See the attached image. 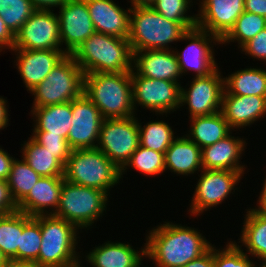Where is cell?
Wrapping results in <instances>:
<instances>
[{"label": "cell", "mask_w": 266, "mask_h": 267, "mask_svg": "<svg viewBox=\"0 0 266 267\" xmlns=\"http://www.w3.org/2000/svg\"><path fill=\"white\" fill-rule=\"evenodd\" d=\"M146 242V257L157 267H184L212 247L197 230L169 222L151 230Z\"/></svg>", "instance_id": "obj_1"}, {"label": "cell", "mask_w": 266, "mask_h": 267, "mask_svg": "<svg viewBox=\"0 0 266 267\" xmlns=\"http://www.w3.org/2000/svg\"><path fill=\"white\" fill-rule=\"evenodd\" d=\"M84 75L132 71L133 53L128 39L94 32L71 54Z\"/></svg>", "instance_id": "obj_2"}, {"label": "cell", "mask_w": 266, "mask_h": 267, "mask_svg": "<svg viewBox=\"0 0 266 267\" xmlns=\"http://www.w3.org/2000/svg\"><path fill=\"white\" fill-rule=\"evenodd\" d=\"M129 36L133 52L169 50V43L180 41L183 34L196 23H178L166 19L151 6L132 7Z\"/></svg>", "instance_id": "obj_3"}, {"label": "cell", "mask_w": 266, "mask_h": 267, "mask_svg": "<svg viewBox=\"0 0 266 267\" xmlns=\"http://www.w3.org/2000/svg\"><path fill=\"white\" fill-rule=\"evenodd\" d=\"M83 93L100 110L104 119L135 116L131 71L85 74Z\"/></svg>", "instance_id": "obj_4"}, {"label": "cell", "mask_w": 266, "mask_h": 267, "mask_svg": "<svg viewBox=\"0 0 266 267\" xmlns=\"http://www.w3.org/2000/svg\"><path fill=\"white\" fill-rule=\"evenodd\" d=\"M63 178L70 183L106 193L121 179V170L99 149L72 150Z\"/></svg>", "instance_id": "obj_5"}, {"label": "cell", "mask_w": 266, "mask_h": 267, "mask_svg": "<svg viewBox=\"0 0 266 267\" xmlns=\"http://www.w3.org/2000/svg\"><path fill=\"white\" fill-rule=\"evenodd\" d=\"M41 246L37 267H64L77 262V227L54 215H40Z\"/></svg>", "instance_id": "obj_6"}, {"label": "cell", "mask_w": 266, "mask_h": 267, "mask_svg": "<svg viewBox=\"0 0 266 267\" xmlns=\"http://www.w3.org/2000/svg\"><path fill=\"white\" fill-rule=\"evenodd\" d=\"M84 73L71 54H67L46 78L34 87V106L62 104L83 94Z\"/></svg>", "instance_id": "obj_7"}, {"label": "cell", "mask_w": 266, "mask_h": 267, "mask_svg": "<svg viewBox=\"0 0 266 267\" xmlns=\"http://www.w3.org/2000/svg\"><path fill=\"white\" fill-rule=\"evenodd\" d=\"M108 194L102 190L63 181L60 204L54 216L65 219L78 229L91 226L105 208Z\"/></svg>", "instance_id": "obj_8"}, {"label": "cell", "mask_w": 266, "mask_h": 267, "mask_svg": "<svg viewBox=\"0 0 266 267\" xmlns=\"http://www.w3.org/2000/svg\"><path fill=\"white\" fill-rule=\"evenodd\" d=\"M139 122L134 116L104 119L97 149L101 150L120 170L140 145Z\"/></svg>", "instance_id": "obj_9"}, {"label": "cell", "mask_w": 266, "mask_h": 267, "mask_svg": "<svg viewBox=\"0 0 266 267\" xmlns=\"http://www.w3.org/2000/svg\"><path fill=\"white\" fill-rule=\"evenodd\" d=\"M132 102L159 114L179 108L181 85L178 82L151 79L131 71Z\"/></svg>", "instance_id": "obj_10"}, {"label": "cell", "mask_w": 266, "mask_h": 267, "mask_svg": "<svg viewBox=\"0 0 266 267\" xmlns=\"http://www.w3.org/2000/svg\"><path fill=\"white\" fill-rule=\"evenodd\" d=\"M59 17L51 10H36L15 34L14 48L61 49Z\"/></svg>", "instance_id": "obj_11"}, {"label": "cell", "mask_w": 266, "mask_h": 267, "mask_svg": "<svg viewBox=\"0 0 266 267\" xmlns=\"http://www.w3.org/2000/svg\"><path fill=\"white\" fill-rule=\"evenodd\" d=\"M71 110L72 126L67 137L69 146L72 150L96 148L104 120L100 110L84 93L71 101Z\"/></svg>", "instance_id": "obj_12"}, {"label": "cell", "mask_w": 266, "mask_h": 267, "mask_svg": "<svg viewBox=\"0 0 266 267\" xmlns=\"http://www.w3.org/2000/svg\"><path fill=\"white\" fill-rule=\"evenodd\" d=\"M181 40L191 41L184 51L180 53L175 51L182 74L185 71L194 70L195 77H205L218 68L213 57V49L210 46L212 41L220 43V39L216 35L195 26L188 29Z\"/></svg>", "instance_id": "obj_13"}, {"label": "cell", "mask_w": 266, "mask_h": 267, "mask_svg": "<svg viewBox=\"0 0 266 267\" xmlns=\"http://www.w3.org/2000/svg\"><path fill=\"white\" fill-rule=\"evenodd\" d=\"M194 197H192L191 213L197 214L206 211L209 207L217 206L235 190L241 179V172L232 170H201Z\"/></svg>", "instance_id": "obj_14"}, {"label": "cell", "mask_w": 266, "mask_h": 267, "mask_svg": "<svg viewBox=\"0 0 266 267\" xmlns=\"http://www.w3.org/2000/svg\"><path fill=\"white\" fill-rule=\"evenodd\" d=\"M223 91L224 78L216 69L208 76L195 77L188 91L181 87L180 103L189 105L190 117L211 115L221 111Z\"/></svg>", "instance_id": "obj_15"}, {"label": "cell", "mask_w": 266, "mask_h": 267, "mask_svg": "<svg viewBox=\"0 0 266 267\" xmlns=\"http://www.w3.org/2000/svg\"><path fill=\"white\" fill-rule=\"evenodd\" d=\"M59 9L61 45L64 42L66 54H72L96 30L86 0H68Z\"/></svg>", "instance_id": "obj_16"}, {"label": "cell", "mask_w": 266, "mask_h": 267, "mask_svg": "<svg viewBox=\"0 0 266 267\" xmlns=\"http://www.w3.org/2000/svg\"><path fill=\"white\" fill-rule=\"evenodd\" d=\"M196 26L220 40L244 12V0H202Z\"/></svg>", "instance_id": "obj_17"}, {"label": "cell", "mask_w": 266, "mask_h": 267, "mask_svg": "<svg viewBox=\"0 0 266 267\" xmlns=\"http://www.w3.org/2000/svg\"><path fill=\"white\" fill-rule=\"evenodd\" d=\"M12 51L18 53L16 66L29 91L40 84L56 64L67 55L62 49L27 50L13 48Z\"/></svg>", "instance_id": "obj_18"}, {"label": "cell", "mask_w": 266, "mask_h": 267, "mask_svg": "<svg viewBox=\"0 0 266 267\" xmlns=\"http://www.w3.org/2000/svg\"><path fill=\"white\" fill-rule=\"evenodd\" d=\"M86 2L96 32L128 39L131 8L126 11L112 0Z\"/></svg>", "instance_id": "obj_19"}, {"label": "cell", "mask_w": 266, "mask_h": 267, "mask_svg": "<svg viewBox=\"0 0 266 267\" xmlns=\"http://www.w3.org/2000/svg\"><path fill=\"white\" fill-rule=\"evenodd\" d=\"M136 73L151 79L177 82L182 74L173 50H145L133 52Z\"/></svg>", "instance_id": "obj_20"}, {"label": "cell", "mask_w": 266, "mask_h": 267, "mask_svg": "<svg viewBox=\"0 0 266 267\" xmlns=\"http://www.w3.org/2000/svg\"><path fill=\"white\" fill-rule=\"evenodd\" d=\"M221 113L231 129L251 125L265 116L266 96L233 95L224 90Z\"/></svg>", "instance_id": "obj_21"}, {"label": "cell", "mask_w": 266, "mask_h": 267, "mask_svg": "<svg viewBox=\"0 0 266 267\" xmlns=\"http://www.w3.org/2000/svg\"><path fill=\"white\" fill-rule=\"evenodd\" d=\"M63 177H41L32 187L30 192L18 203V211L36 217L48 215L45 208H56L49 213L54 215L60 204V193ZM45 211V212H44Z\"/></svg>", "instance_id": "obj_22"}, {"label": "cell", "mask_w": 266, "mask_h": 267, "mask_svg": "<svg viewBox=\"0 0 266 267\" xmlns=\"http://www.w3.org/2000/svg\"><path fill=\"white\" fill-rule=\"evenodd\" d=\"M243 147H245L243 139L234 138L229 134L213 145L201 149L202 168L205 170H232L243 174L244 166L239 164L240 155L245 150Z\"/></svg>", "instance_id": "obj_23"}, {"label": "cell", "mask_w": 266, "mask_h": 267, "mask_svg": "<svg viewBox=\"0 0 266 267\" xmlns=\"http://www.w3.org/2000/svg\"><path fill=\"white\" fill-rule=\"evenodd\" d=\"M138 253L130 244L108 241L90 251L87 261L93 267H140L141 257H146V247Z\"/></svg>", "instance_id": "obj_24"}, {"label": "cell", "mask_w": 266, "mask_h": 267, "mask_svg": "<svg viewBox=\"0 0 266 267\" xmlns=\"http://www.w3.org/2000/svg\"><path fill=\"white\" fill-rule=\"evenodd\" d=\"M33 117L36 118V125L33 134H54L67 139L69 130L72 126L71 101L33 107L31 110Z\"/></svg>", "instance_id": "obj_25"}, {"label": "cell", "mask_w": 266, "mask_h": 267, "mask_svg": "<svg viewBox=\"0 0 266 267\" xmlns=\"http://www.w3.org/2000/svg\"><path fill=\"white\" fill-rule=\"evenodd\" d=\"M165 169L180 175L193 174L198 169H203L201 148L187 135L175 138L165 152Z\"/></svg>", "instance_id": "obj_26"}, {"label": "cell", "mask_w": 266, "mask_h": 267, "mask_svg": "<svg viewBox=\"0 0 266 267\" xmlns=\"http://www.w3.org/2000/svg\"><path fill=\"white\" fill-rule=\"evenodd\" d=\"M190 120L191 132L187 137L201 149L224 139L231 132L221 111L211 115L191 117Z\"/></svg>", "instance_id": "obj_27"}, {"label": "cell", "mask_w": 266, "mask_h": 267, "mask_svg": "<svg viewBox=\"0 0 266 267\" xmlns=\"http://www.w3.org/2000/svg\"><path fill=\"white\" fill-rule=\"evenodd\" d=\"M224 90L233 95L266 96V71L246 68L224 78Z\"/></svg>", "instance_id": "obj_28"}, {"label": "cell", "mask_w": 266, "mask_h": 267, "mask_svg": "<svg viewBox=\"0 0 266 267\" xmlns=\"http://www.w3.org/2000/svg\"><path fill=\"white\" fill-rule=\"evenodd\" d=\"M21 150L23 160L41 177H63L64 166L32 137Z\"/></svg>", "instance_id": "obj_29"}, {"label": "cell", "mask_w": 266, "mask_h": 267, "mask_svg": "<svg viewBox=\"0 0 266 267\" xmlns=\"http://www.w3.org/2000/svg\"><path fill=\"white\" fill-rule=\"evenodd\" d=\"M245 215L240 241L247 247L248 254L266 260V215L252 209Z\"/></svg>", "instance_id": "obj_30"}, {"label": "cell", "mask_w": 266, "mask_h": 267, "mask_svg": "<svg viewBox=\"0 0 266 267\" xmlns=\"http://www.w3.org/2000/svg\"><path fill=\"white\" fill-rule=\"evenodd\" d=\"M24 228V212L0 215V249L9 259L17 261V248Z\"/></svg>", "instance_id": "obj_31"}, {"label": "cell", "mask_w": 266, "mask_h": 267, "mask_svg": "<svg viewBox=\"0 0 266 267\" xmlns=\"http://www.w3.org/2000/svg\"><path fill=\"white\" fill-rule=\"evenodd\" d=\"M40 216L31 217L24 213V228L17 248V261L32 262L38 259L41 246Z\"/></svg>", "instance_id": "obj_32"}, {"label": "cell", "mask_w": 266, "mask_h": 267, "mask_svg": "<svg viewBox=\"0 0 266 267\" xmlns=\"http://www.w3.org/2000/svg\"><path fill=\"white\" fill-rule=\"evenodd\" d=\"M138 128L140 146L163 154L175 139L172 128L163 121H150Z\"/></svg>", "instance_id": "obj_33"}, {"label": "cell", "mask_w": 266, "mask_h": 267, "mask_svg": "<svg viewBox=\"0 0 266 267\" xmlns=\"http://www.w3.org/2000/svg\"><path fill=\"white\" fill-rule=\"evenodd\" d=\"M41 178L23 159L14 160L7 179L11 194L18 204Z\"/></svg>", "instance_id": "obj_34"}, {"label": "cell", "mask_w": 266, "mask_h": 267, "mask_svg": "<svg viewBox=\"0 0 266 267\" xmlns=\"http://www.w3.org/2000/svg\"><path fill=\"white\" fill-rule=\"evenodd\" d=\"M265 28V17L244 11L237 18L230 31L220 40V43L225 44L237 40L240 44L239 46L242 47L246 42Z\"/></svg>", "instance_id": "obj_35"}, {"label": "cell", "mask_w": 266, "mask_h": 267, "mask_svg": "<svg viewBox=\"0 0 266 267\" xmlns=\"http://www.w3.org/2000/svg\"><path fill=\"white\" fill-rule=\"evenodd\" d=\"M35 11L30 0H0V16L14 35Z\"/></svg>", "instance_id": "obj_36"}, {"label": "cell", "mask_w": 266, "mask_h": 267, "mask_svg": "<svg viewBox=\"0 0 266 267\" xmlns=\"http://www.w3.org/2000/svg\"><path fill=\"white\" fill-rule=\"evenodd\" d=\"M127 166H131L146 175H156L165 170V154L140 146L131 155L129 161L121 169L122 173Z\"/></svg>", "instance_id": "obj_37"}, {"label": "cell", "mask_w": 266, "mask_h": 267, "mask_svg": "<svg viewBox=\"0 0 266 267\" xmlns=\"http://www.w3.org/2000/svg\"><path fill=\"white\" fill-rule=\"evenodd\" d=\"M190 0H155L151 7L166 19L178 23H196L197 16H186Z\"/></svg>", "instance_id": "obj_38"}, {"label": "cell", "mask_w": 266, "mask_h": 267, "mask_svg": "<svg viewBox=\"0 0 266 267\" xmlns=\"http://www.w3.org/2000/svg\"><path fill=\"white\" fill-rule=\"evenodd\" d=\"M213 262L214 267H255L243 249L233 241L221 251L213 247Z\"/></svg>", "instance_id": "obj_39"}, {"label": "cell", "mask_w": 266, "mask_h": 267, "mask_svg": "<svg viewBox=\"0 0 266 267\" xmlns=\"http://www.w3.org/2000/svg\"><path fill=\"white\" fill-rule=\"evenodd\" d=\"M31 137L46 150L53 153V157H55L63 166L66 164V161L72 152L66 138L54 134H33Z\"/></svg>", "instance_id": "obj_40"}, {"label": "cell", "mask_w": 266, "mask_h": 267, "mask_svg": "<svg viewBox=\"0 0 266 267\" xmlns=\"http://www.w3.org/2000/svg\"><path fill=\"white\" fill-rule=\"evenodd\" d=\"M248 55L266 61V28L261 30L256 36L246 42L242 47Z\"/></svg>", "instance_id": "obj_41"}, {"label": "cell", "mask_w": 266, "mask_h": 267, "mask_svg": "<svg viewBox=\"0 0 266 267\" xmlns=\"http://www.w3.org/2000/svg\"><path fill=\"white\" fill-rule=\"evenodd\" d=\"M18 211V204L14 200L7 180L0 179V215H7Z\"/></svg>", "instance_id": "obj_42"}, {"label": "cell", "mask_w": 266, "mask_h": 267, "mask_svg": "<svg viewBox=\"0 0 266 267\" xmlns=\"http://www.w3.org/2000/svg\"><path fill=\"white\" fill-rule=\"evenodd\" d=\"M15 35L10 31V29L5 25V22L0 16V51L4 47L8 49L14 48Z\"/></svg>", "instance_id": "obj_43"}, {"label": "cell", "mask_w": 266, "mask_h": 267, "mask_svg": "<svg viewBox=\"0 0 266 267\" xmlns=\"http://www.w3.org/2000/svg\"><path fill=\"white\" fill-rule=\"evenodd\" d=\"M15 158L0 148V179L7 180L11 171V165Z\"/></svg>", "instance_id": "obj_44"}, {"label": "cell", "mask_w": 266, "mask_h": 267, "mask_svg": "<svg viewBox=\"0 0 266 267\" xmlns=\"http://www.w3.org/2000/svg\"><path fill=\"white\" fill-rule=\"evenodd\" d=\"M244 11L266 18V0H244Z\"/></svg>", "instance_id": "obj_45"}, {"label": "cell", "mask_w": 266, "mask_h": 267, "mask_svg": "<svg viewBox=\"0 0 266 267\" xmlns=\"http://www.w3.org/2000/svg\"><path fill=\"white\" fill-rule=\"evenodd\" d=\"M184 267H214L213 246L205 254L190 261Z\"/></svg>", "instance_id": "obj_46"}, {"label": "cell", "mask_w": 266, "mask_h": 267, "mask_svg": "<svg viewBox=\"0 0 266 267\" xmlns=\"http://www.w3.org/2000/svg\"><path fill=\"white\" fill-rule=\"evenodd\" d=\"M36 10H50L51 7H61L68 0H30Z\"/></svg>", "instance_id": "obj_47"}, {"label": "cell", "mask_w": 266, "mask_h": 267, "mask_svg": "<svg viewBox=\"0 0 266 267\" xmlns=\"http://www.w3.org/2000/svg\"><path fill=\"white\" fill-rule=\"evenodd\" d=\"M6 100L0 97V130L4 129L8 125V111L6 107Z\"/></svg>", "instance_id": "obj_48"}, {"label": "cell", "mask_w": 266, "mask_h": 267, "mask_svg": "<svg viewBox=\"0 0 266 267\" xmlns=\"http://www.w3.org/2000/svg\"><path fill=\"white\" fill-rule=\"evenodd\" d=\"M259 206L258 209H252L256 212L262 213L266 215V179L263 185V190L259 196Z\"/></svg>", "instance_id": "obj_49"}, {"label": "cell", "mask_w": 266, "mask_h": 267, "mask_svg": "<svg viewBox=\"0 0 266 267\" xmlns=\"http://www.w3.org/2000/svg\"><path fill=\"white\" fill-rule=\"evenodd\" d=\"M4 267H37V266L32 262L8 260L5 263Z\"/></svg>", "instance_id": "obj_50"}, {"label": "cell", "mask_w": 266, "mask_h": 267, "mask_svg": "<svg viewBox=\"0 0 266 267\" xmlns=\"http://www.w3.org/2000/svg\"><path fill=\"white\" fill-rule=\"evenodd\" d=\"M155 0H131L133 7L151 6Z\"/></svg>", "instance_id": "obj_51"}, {"label": "cell", "mask_w": 266, "mask_h": 267, "mask_svg": "<svg viewBox=\"0 0 266 267\" xmlns=\"http://www.w3.org/2000/svg\"><path fill=\"white\" fill-rule=\"evenodd\" d=\"M9 259L2 253L1 249H0V267H4L5 263L8 261Z\"/></svg>", "instance_id": "obj_52"}, {"label": "cell", "mask_w": 266, "mask_h": 267, "mask_svg": "<svg viewBox=\"0 0 266 267\" xmlns=\"http://www.w3.org/2000/svg\"><path fill=\"white\" fill-rule=\"evenodd\" d=\"M64 267H81L80 266V262H75V263H73V264H70V265H68V266H64Z\"/></svg>", "instance_id": "obj_53"}, {"label": "cell", "mask_w": 266, "mask_h": 267, "mask_svg": "<svg viewBox=\"0 0 266 267\" xmlns=\"http://www.w3.org/2000/svg\"><path fill=\"white\" fill-rule=\"evenodd\" d=\"M263 265H261V267H266V260H263Z\"/></svg>", "instance_id": "obj_54"}]
</instances>
